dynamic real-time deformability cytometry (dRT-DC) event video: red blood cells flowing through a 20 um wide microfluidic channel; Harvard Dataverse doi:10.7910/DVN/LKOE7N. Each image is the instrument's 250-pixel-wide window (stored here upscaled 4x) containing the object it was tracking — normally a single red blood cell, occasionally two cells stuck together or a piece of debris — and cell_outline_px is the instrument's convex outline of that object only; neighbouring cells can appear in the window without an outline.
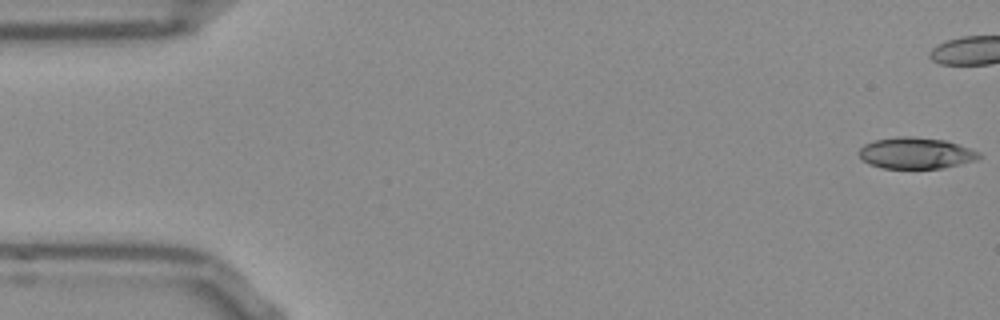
{"species": "Egyptian fruit bat (a non-hibernating species)", "species_latin": "Rousettus aegyptiacus", "temperature_condition": "room temperature", "stored_images_in_passage": 42, "camera_frame_rate_fps": 3000, "um_per_image_px": 0.085, "frame": {"image": 1, "passage_image": 1, "time_ms": 0.0, "image_size_px": [1000, 320], "cell_outline_px": [[980, 156], [976, 160], [944, 168], [880, 168], [868, 164], [860, 156], [860, 148], [864, 144], [872, 140], [904, 136], [908, 136], [944, 140], [980, 152]], "centroid_in_image_um": [77.82, 13.02], "position_along_channel_um": 7.2, "area_um2": 21.68}}